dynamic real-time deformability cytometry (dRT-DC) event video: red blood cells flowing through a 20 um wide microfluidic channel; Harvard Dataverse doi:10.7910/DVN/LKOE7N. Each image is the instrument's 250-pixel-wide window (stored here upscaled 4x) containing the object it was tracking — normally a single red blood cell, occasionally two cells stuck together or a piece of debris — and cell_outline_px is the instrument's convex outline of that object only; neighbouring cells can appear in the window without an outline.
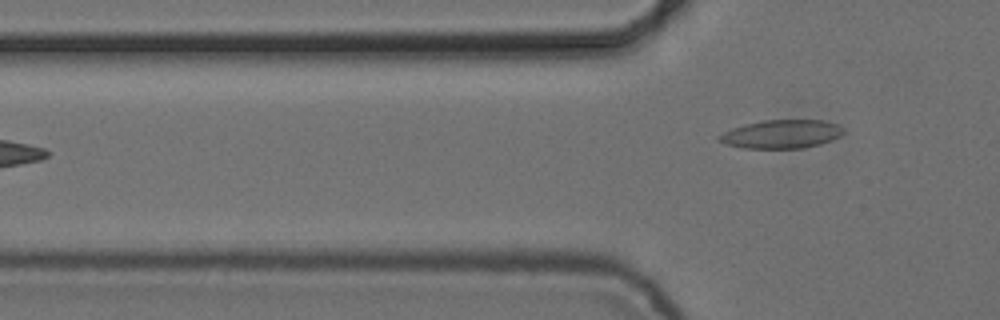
{"species": "common noctule bat (a hibernating species)", "species_latin": "Nyctalus noctula", "temperature_condition": "cold", "stored_images_in_passage": 4, "camera_frame_rate_fps": 3000, "um_per_image_px": 0.085, "animal": {"sex": "female", "body_mass_g": 24.6, "forearm_length_mm": 56.2}, "frame": {"image": 1, "passage_image": 4, "time_ms": 1.0, "image_size_px": [1000, 320], "cell_outline_px": [[844, 132], [840, 136], [832, 140], [820, 144], [804, 148], [744, 148], [728, 144], [716, 140], [716, 136], [732, 128], [744, 124], [764, 120], [824, 120], [836, 124], [844, 128]], "centroid_in_image_um": [66.43, 11.39], "position_along_channel_um": 59.4, "area_um2": 20.69}}